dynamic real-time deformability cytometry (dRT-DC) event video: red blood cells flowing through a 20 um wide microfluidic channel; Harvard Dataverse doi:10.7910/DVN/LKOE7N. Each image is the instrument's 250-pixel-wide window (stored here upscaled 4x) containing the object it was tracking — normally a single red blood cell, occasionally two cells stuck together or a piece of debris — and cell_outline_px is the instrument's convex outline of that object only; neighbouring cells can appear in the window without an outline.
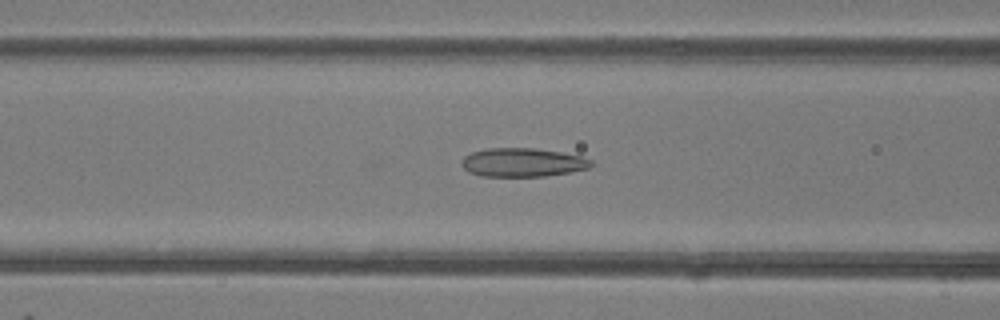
{"species": "common noctule bat (a hibernating species)", "species_latin": "Nyctalus noctula", "temperature_condition": "room temperature", "stored_images_in_passage": 40, "camera_frame_rate_fps": 3000, "um_per_image_px": 0.085, "animal": {"sex": "female"}, "frame": {"image": 1, "passage_image": 11, "time_ms": 3.333, "image_size_px": [1000, 320], "cell_outline_px": [[592, 168], [572, 172], [544, 176], [480, 176], [468, 172], [460, 164], [460, 160], [464, 156], [472, 152], [488, 148], [536, 148], [560, 152], [580, 156], [592, 160]], "centroid_in_image_um": [44.41, 13.81], "position_along_channel_um": 122.2, "area_um2": 21.85}}
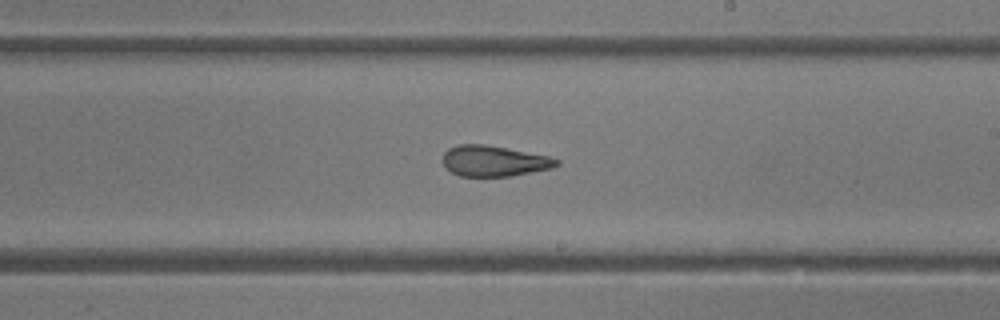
{"frame": {"image": 2, "passage_image": 20, "time_ms": 6.333, "image_size_px": [1000, 320], "cell_outline_px": [[560, 164], [552, 168], [512, 176], [460, 176], [452, 172], [444, 164], [444, 152], [448, 148], [460, 144], [484, 144], [548, 156], [560, 160]], "centroid_in_image_um": [42.01, 13.68], "position_along_channel_um": 247.0, "area_um2": 20.17}}
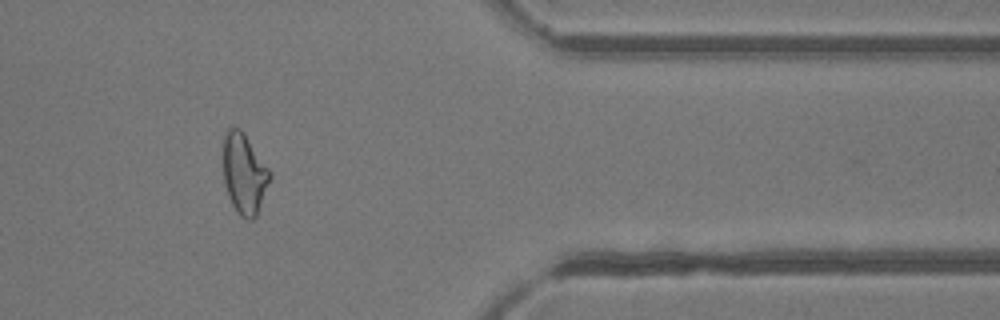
{"frame": {"image": 3, "passage_image": 32, "time_ms": 10.333, "image_size_px": [1000, 320], "cell_outline_px": [[272, 176], [256, 216], [252, 220], [248, 220], [240, 216], [236, 212], [228, 196], [224, 184], [224, 132], [228, 128], [240, 128], [244, 132], [272, 172]], "centroid_in_image_um": [20.77, 14.77], "position_along_channel_um": 390.6, "area_um2": 22.02}, "authors_computed_cell_mechanics": {"area_um2": 21.9929, "velocity_mm_per_s": 4.165, "shape_relaxation_time_tau1_ms": null, "shape_relaxation_time_tau2_ms": 2.1357, "deformation_change_tau1": null, "deformation_change_tau2": 0.1115}}